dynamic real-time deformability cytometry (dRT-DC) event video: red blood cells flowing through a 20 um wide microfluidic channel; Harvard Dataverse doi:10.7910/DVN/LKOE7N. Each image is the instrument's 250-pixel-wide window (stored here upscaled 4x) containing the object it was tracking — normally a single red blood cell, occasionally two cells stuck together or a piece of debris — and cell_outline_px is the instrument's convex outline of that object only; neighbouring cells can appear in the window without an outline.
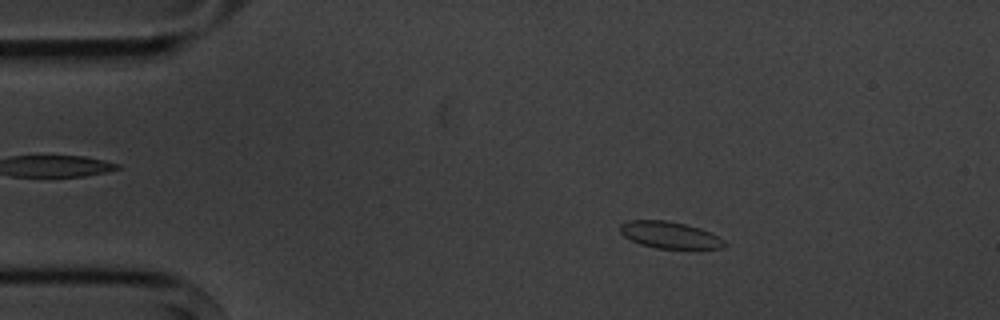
{"species": "common noctule bat (a hibernating species)", "species_latin": "Nyctalus noctula", "temperature_condition": "cold", "stored_images_in_passage": 3, "camera_frame_rate_fps": 3000, "um_per_image_px": 0.085, "animal": {"sex": "male", "body_mass_g": 20.1, "forearm_length_mm": 53.5}, "frame": {"image": 1, "passage_image": 2, "time_ms": 1.0, "image_size_px": [1000, 320], "cell_outline_px": [[724, 248], [696, 252], [656, 248], [640, 244], [624, 236], [620, 232], [620, 224], [632, 220], [668, 220], [700, 228], [724, 240]], "centroid_in_image_um": [57.0, 20.04], "position_along_channel_um": 28.0, "area_um2": 16.94}}